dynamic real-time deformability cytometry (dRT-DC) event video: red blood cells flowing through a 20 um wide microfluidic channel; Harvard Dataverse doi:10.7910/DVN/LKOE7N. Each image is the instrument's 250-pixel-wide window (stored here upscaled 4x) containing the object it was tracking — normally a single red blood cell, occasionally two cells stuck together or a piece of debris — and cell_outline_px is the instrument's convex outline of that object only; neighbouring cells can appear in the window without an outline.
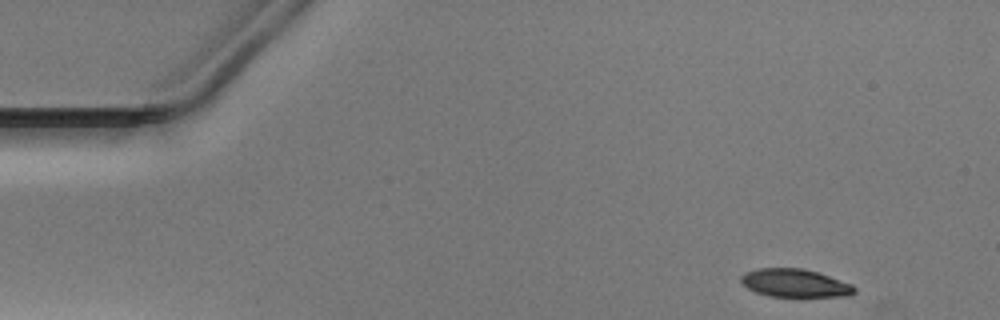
{"species": "Egyptian fruit bat (a non-hibernating species)", "species_latin": "Rousettus aegyptiacus", "temperature_condition": "warm", "stored_images_in_passage": 25, "camera_frame_rate_fps": 3000, "um_per_image_px": 0.085, "animal": {"sex": "male"}, "frame": {"image": 1, "passage_image": 1, "time_ms": 0.0, "image_size_px": [1000, 320], "cell_outline_px": [[856, 292], [848, 296], [768, 296], [756, 292], [748, 288], [740, 280], [740, 276], [744, 272], [756, 268], [804, 268], [852, 284], [856, 288]], "centroid_in_image_um": [67.54, 24.05], "position_along_channel_um": 17.5, "area_um2": 18.5}}
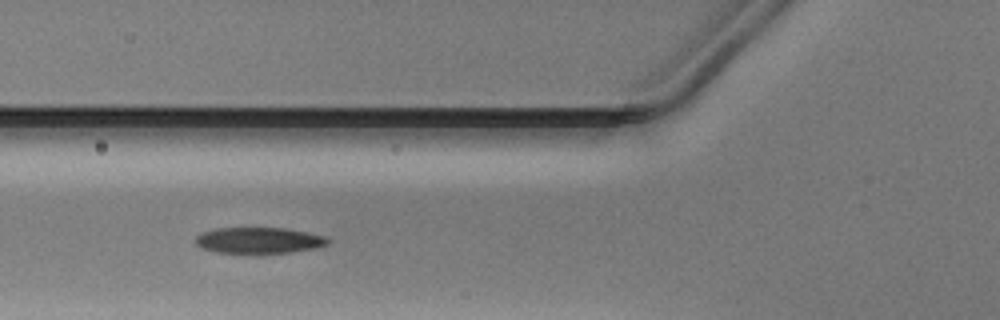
{"frame": {"image": 2, "passage_image": 15, "time_ms": 4.667, "image_size_px": [1000, 320], "cell_outline_px": [[332, 240], [328, 244], [316, 248], [292, 252], [216, 252], [204, 248], [196, 244], [196, 236], [200, 232], [216, 228], [284, 228], [308, 232], [328, 236]], "centroid_in_image_um": [22.07, 20.41], "position_along_channel_um": 103.7, "area_um2": 20.0}}
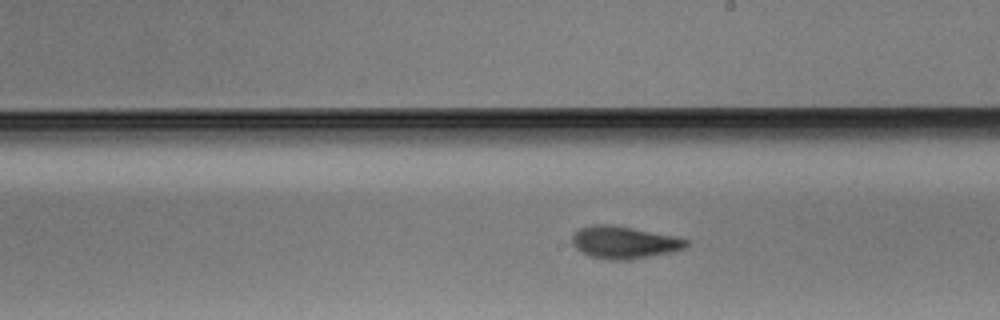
{"frame": {"image": 3, "passage_image": 25, "time_ms": 8.0, "image_size_px": [1000, 320], "cell_outline_px": [[688, 244], [684, 248], [672, 252], [628, 260], [608, 260], [588, 256], [580, 252], [572, 244], [572, 236], [580, 228], [592, 224], [604, 224], [676, 236], [688, 240]], "centroid_in_image_um": [53.02, 20.62], "position_along_channel_um": 236.0, "area_um2": 21.33}}